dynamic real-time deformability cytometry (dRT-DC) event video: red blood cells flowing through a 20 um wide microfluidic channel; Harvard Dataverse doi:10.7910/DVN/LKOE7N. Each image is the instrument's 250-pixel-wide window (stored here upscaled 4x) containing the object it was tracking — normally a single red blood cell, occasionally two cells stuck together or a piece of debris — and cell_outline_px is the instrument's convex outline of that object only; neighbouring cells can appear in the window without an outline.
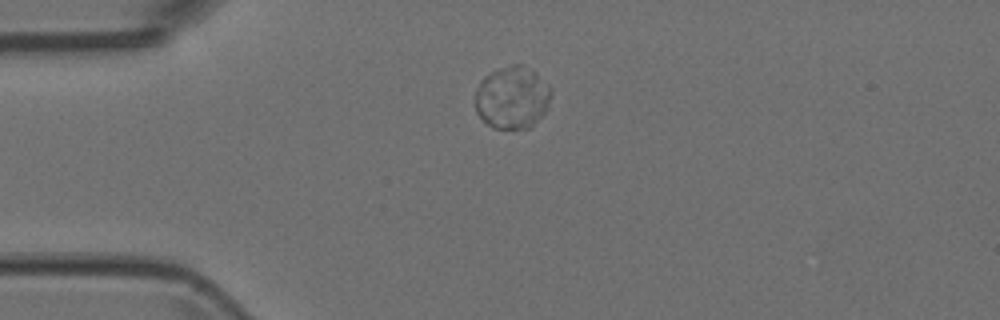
{"species": "Egyptian fruit bat (a non-hibernating species)", "species_latin": "Rousettus aegyptiacus", "temperature_condition": "room temperature", "stored_images_in_passage": 6, "camera_frame_rate_fps": 3000, "um_per_image_px": 0.085, "animal": {"sex": "female"}, "frame": {"image": 1, "passage_image": 1, "time_ms": 0.0, "image_size_px": [1000, 320], "cell_outline_px": [[552, 92], [544, 112], [532, 128], [492, 128], [476, 112], [476, 88], [480, 80], [484, 76], [500, 68], [512, 64], [520, 64], [536, 72], [552, 88]], "centroid_in_image_um": [43.54, 8.28], "position_along_channel_um": 41.5, "area_um2": 27.63}}
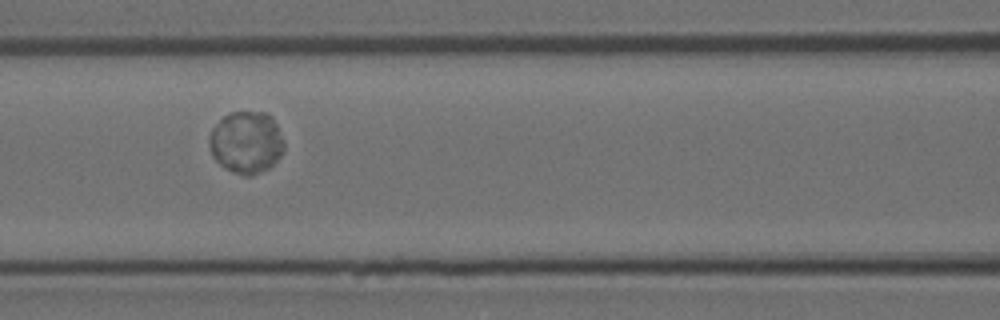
{"frame": {"image": 2, "passage_image": 4, "time_ms": 1.0, "image_size_px": [1000, 320], "cell_outline_px": [[284, 152], [268, 168], [252, 176], [244, 176], [232, 172], [224, 168], [212, 156], [208, 144], [208, 140], [212, 128], [228, 112], [264, 112], [272, 116], [284, 140]], "centroid_in_image_um": [20.93, 12.1], "position_along_channel_um": 145.7, "area_um2": 27.28}}
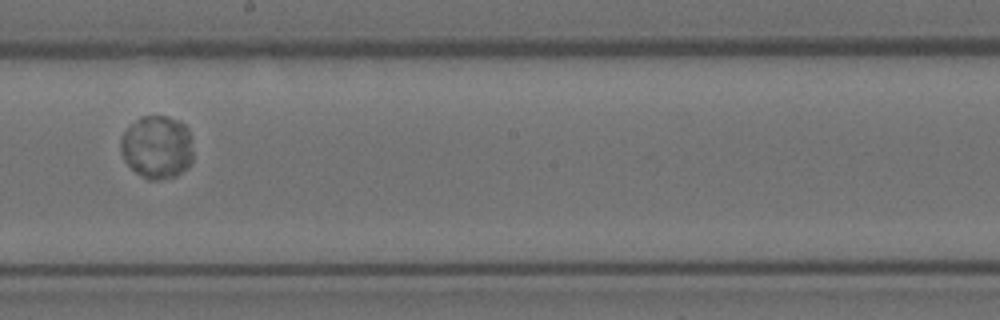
{"frame": {"image": 3, "passage_image": 6, "time_ms": 1.667, "image_size_px": [1000, 320], "cell_outline_px": [[192, 164], [188, 168], [176, 176], [160, 180], [148, 180], [136, 172], [124, 160], [120, 152], [120, 140], [124, 132], [140, 116], [168, 116], [180, 120], [188, 128], [192, 152]], "centroid_in_image_um": [13.35, 12.51], "position_along_channel_um": 234.8, "area_um2": 26.88}}